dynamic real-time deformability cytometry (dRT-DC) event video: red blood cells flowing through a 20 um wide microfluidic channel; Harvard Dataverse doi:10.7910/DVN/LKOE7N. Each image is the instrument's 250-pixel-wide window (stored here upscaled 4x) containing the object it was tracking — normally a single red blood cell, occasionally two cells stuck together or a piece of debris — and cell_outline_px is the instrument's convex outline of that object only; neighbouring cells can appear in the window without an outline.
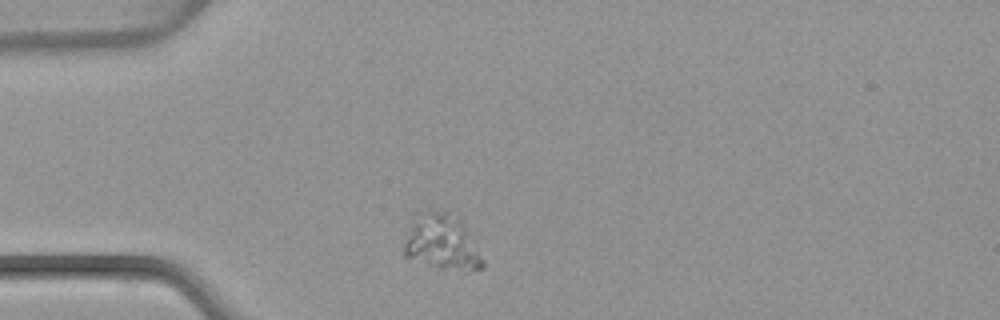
{"species": "common noctule bat (a hibernating species)", "species_latin": "Nyctalus noctula", "temperature_condition": "warm", "stored_images_in_passage": 2, "camera_frame_rate_fps": 3000, "um_per_image_px": 0.085, "animal": {"sex": "female", "body_mass_g": 22.7, "forearm_length_mm": 54.2}, "frame": {"image": 1, "passage_image": 1, "time_ms": 0.0, "image_size_px": [1000, 320], "cell_outline_px": [[484, 268], [468, 272], [464, 272], [440, 268], [404, 256], [404, 244], [412, 216], [428, 208], [444, 212], [460, 220], [464, 224], [484, 260]], "centroid_in_image_um": [37.56, 20.6], "position_along_channel_um": 47.4, "area_um2": 25.61}}
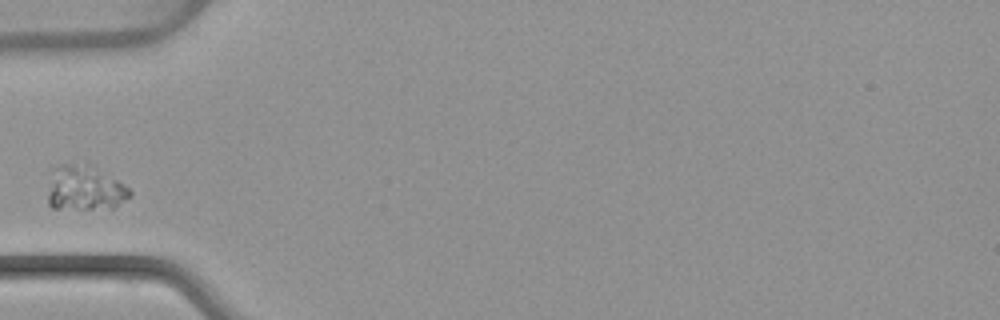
{"frame": {"image": 2, "passage_image": 2, "time_ms": 1.333, "image_size_px": [1000, 320], "cell_outline_px": [[132, 196], [112, 208], [52, 208], [48, 204], [48, 192], [52, 168], [60, 164], [72, 160], [92, 164], [128, 188], [132, 192]], "centroid_in_image_um": [7.17, 15.93], "position_along_channel_um": 77.8, "area_um2": 21.79}}